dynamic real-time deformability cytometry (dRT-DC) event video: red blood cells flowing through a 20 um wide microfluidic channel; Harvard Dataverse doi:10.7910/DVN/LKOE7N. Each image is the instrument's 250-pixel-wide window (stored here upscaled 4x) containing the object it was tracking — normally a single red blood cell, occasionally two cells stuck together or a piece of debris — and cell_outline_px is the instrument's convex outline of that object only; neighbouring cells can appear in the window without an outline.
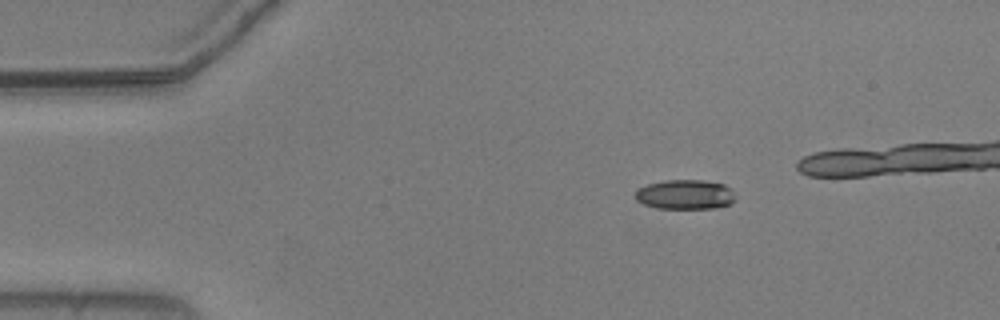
{"species": "common noctule bat (a hibernating species)", "species_latin": "Nyctalus noctula", "temperature_condition": "warm", "stored_images_in_passage": 37, "camera_frame_rate_fps": 3000, "um_per_image_px": 0.085, "animal": {"sex": "male", "body_mass_g": 20.5, "forearm_length_mm": 52.5}, "frame": {"image": 1, "passage_image": 1, "time_ms": 0.0, "image_size_px": [1000, 320], "cell_outline_px": [[736, 200], [728, 204], [716, 208], [656, 208], [644, 204], [636, 200], [636, 188], [648, 184], [664, 180], [704, 180], [724, 184], [732, 188], [736, 196]], "centroid_in_image_um": [58.26, 16.52], "position_along_channel_um": 26.7, "area_um2": 17.46}}
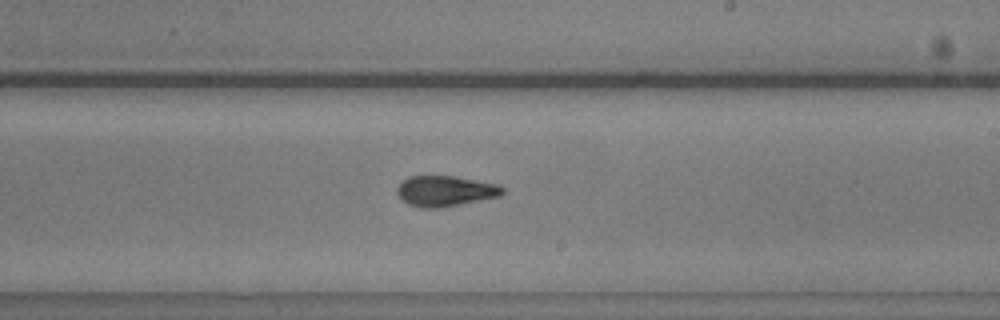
{"frame": {"image": 2, "passage_image": 24, "time_ms": 7.667, "image_size_px": [1000, 320], "cell_outline_px": [[504, 192], [500, 196], [440, 208], [420, 208], [408, 204], [396, 192], [396, 188], [408, 176], [456, 176], [496, 184], [504, 188]], "centroid_in_image_um": [37.84, 16.24], "position_along_channel_um": 251.2, "area_um2": 18.67}}
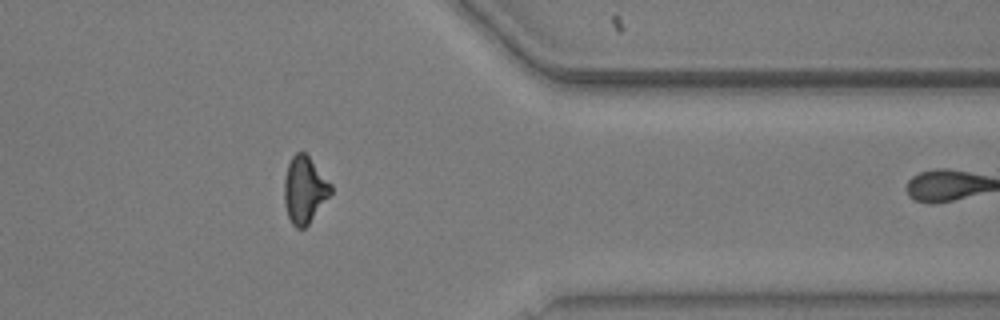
{"frame": {"image": 3, "passage_image": 36, "time_ms": 11.667, "image_size_px": [1000, 320], "cell_outline_px": [[332, 192], [308, 224], [304, 228], [296, 228], [292, 224], [288, 216], [284, 204], [284, 180], [288, 164], [292, 156], [296, 152], [304, 152], [308, 156], [332, 184]], "centroid_in_image_um": [25.87, 16.13], "position_along_channel_um": 385.5, "area_um2": 17.98}}